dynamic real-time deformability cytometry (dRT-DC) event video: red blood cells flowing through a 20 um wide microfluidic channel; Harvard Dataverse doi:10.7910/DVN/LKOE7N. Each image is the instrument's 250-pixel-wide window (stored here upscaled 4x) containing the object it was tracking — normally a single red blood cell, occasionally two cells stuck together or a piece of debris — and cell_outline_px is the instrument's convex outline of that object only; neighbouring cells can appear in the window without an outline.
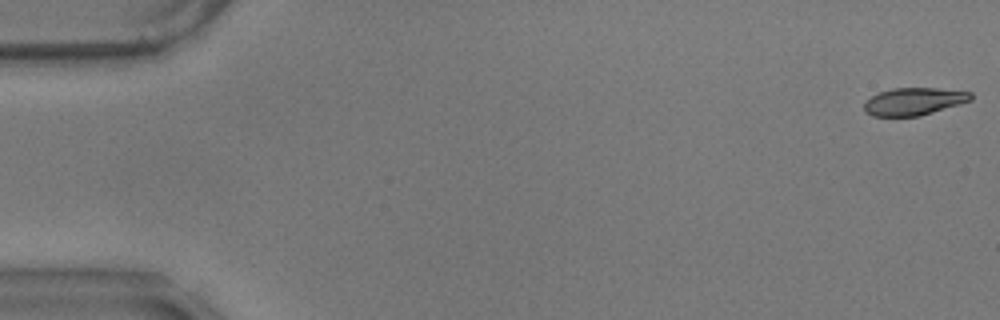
{"species": "common noctule bat (a hibernating species)", "species_latin": "Nyctalus noctula", "temperature_condition": "warm", "stored_images_in_passage": 58, "camera_frame_rate_fps": 3000, "um_per_image_px": 0.085, "animal": {"sex": "male", "body_mass_g": 17.9}, "frame": {"image": 1, "passage_image": 1, "time_ms": 0.0, "image_size_px": [1000, 320], "cell_outline_px": [[972, 100], [960, 104], [920, 116], [872, 116], [864, 112], [864, 104], [872, 96], [880, 92], [892, 88], [936, 88], [972, 92]], "centroid_in_image_um": [77.69, 8.62], "position_along_channel_um": 7.3, "area_um2": 17.05}}
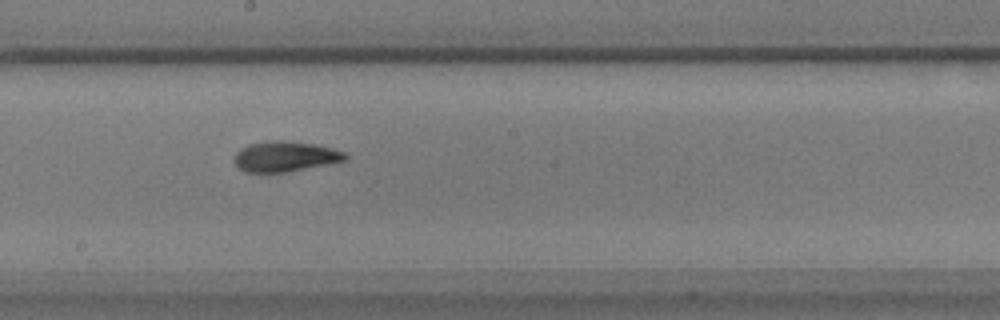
{"frame": {"image": 2, "passage_image": 32, "time_ms": 10.333, "image_size_px": [1000, 320], "cell_outline_px": [[348, 156], [344, 160], [328, 164], [288, 172], [244, 172], [236, 168], [236, 152], [240, 148], [248, 144], [268, 140], [284, 140], [316, 144], [332, 148], [344, 152]], "centroid_in_image_um": [24.21, 13.29], "position_along_channel_um": 224.0, "area_um2": 19.71}}
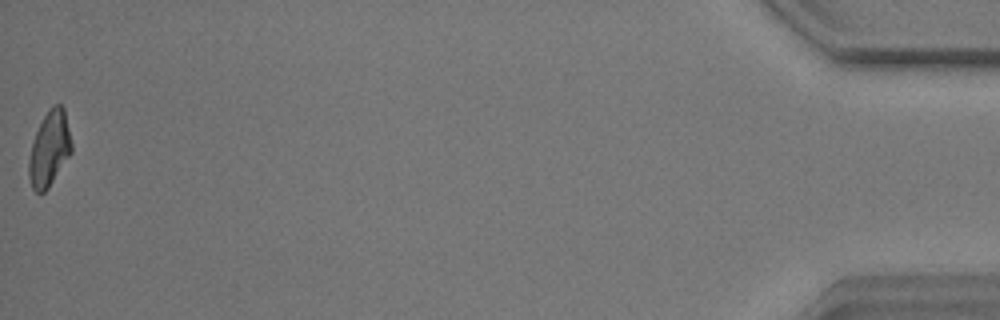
{"frame": {"image": 3, "passage_image": 58, "time_ms": 19.0, "image_size_px": [1000, 320], "cell_outline_px": [[72, 152], [48, 188], [44, 192], [36, 192], [32, 188], [28, 176], [28, 160], [32, 144], [36, 132], [48, 108], [52, 104], [60, 104], [64, 108], [72, 144]], "centroid_in_image_um": [4.2, 12.64], "position_along_channel_um": 431.0, "area_um2": 18.61}, "authors_computed_cell_mechanics": {"area_um2": 18.6983, "velocity_mm_per_s": 3.4963, "shape_relaxation_time_tau1_ms": 4.26, "shape_relaxation_time_tau2_ms": 2.8906, "deformation_change_tau1": 0.1718, "deformation_change_tau2": 0.1107}}